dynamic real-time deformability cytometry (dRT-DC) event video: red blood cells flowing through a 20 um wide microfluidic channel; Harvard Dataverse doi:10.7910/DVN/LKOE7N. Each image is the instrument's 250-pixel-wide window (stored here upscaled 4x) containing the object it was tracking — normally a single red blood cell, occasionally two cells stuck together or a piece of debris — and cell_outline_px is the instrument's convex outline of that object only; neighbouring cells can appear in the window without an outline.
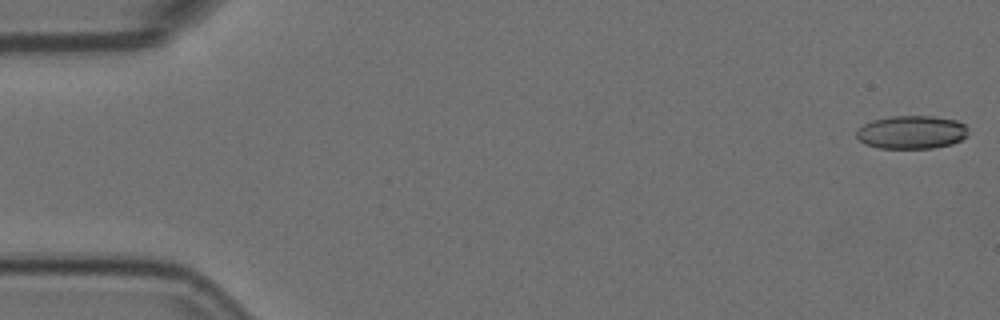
{"species": "Egyptian fruit bat (a non-hibernating species)", "species_latin": "Rousettus aegyptiacus", "temperature_condition": "room temperature", "stored_images_in_passage": 56, "camera_frame_rate_fps": 3000, "um_per_image_px": 0.085, "animal": {"sex": "female"}, "frame": {"image": 1, "passage_image": 1, "time_ms": 0.0, "image_size_px": [1000, 320], "cell_outline_px": [[968, 136], [952, 144], [932, 148], [880, 148], [864, 144], [856, 136], [856, 132], [864, 124], [872, 120], [892, 116], [932, 116], [956, 120], [964, 124], [968, 128]], "centroid_in_image_um": [77.5, 11.24], "position_along_channel_um": 7.5, "area_um2": 21.68}}
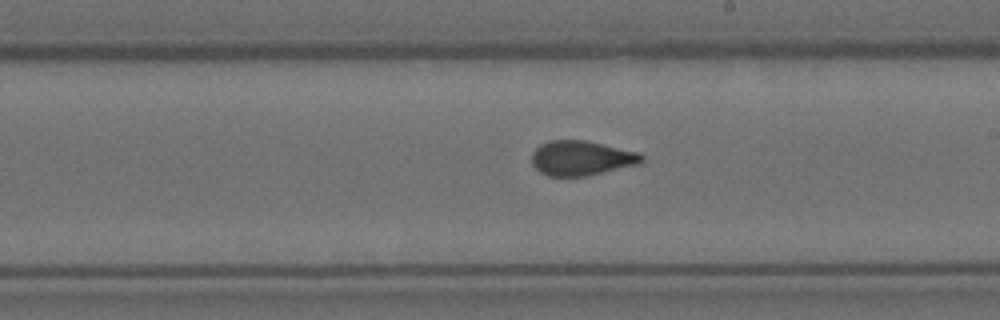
{"frame": {"image": 2, "passage_image": 32, "time_ms": 10.333, "image_size_px": [1000, 320], "cell_outline_px": [[644, 160], [640, 164], [588, 176], [548, 176], [540, 172], [532, 164], [532, 152], [540, 144], [548, 140], [584, 140], [640, 152], [644, 156]], "centroid_in_image_um": [49.44, 13.44], "position_along_channel_um": 239.6, "area_um2": 22.48}}
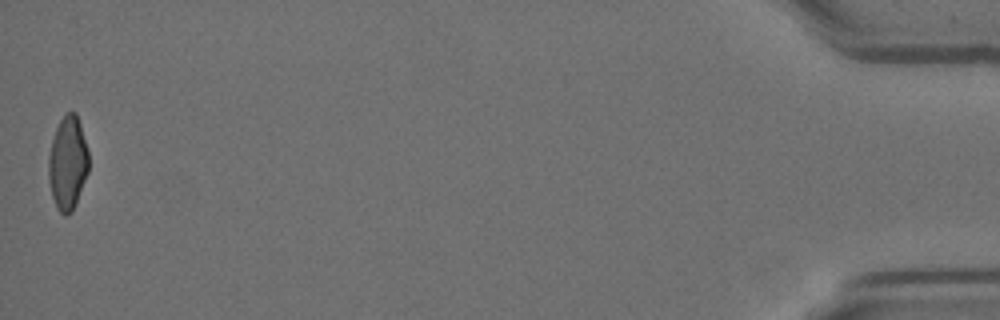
{"frame": {"image": 3, "passage_image": 56, "time_ms": 18.333, "image_size_px": [1000, 320], "cell_outline_px": [[88, 172], [76, 204], [72, 212], [64, 216], [56, 208], [52, 196], [48, 180], [48, 156], [52, 140], [56, 128], [64, 112], [76, 112], [80, 124], [88, 152]], "centroid_in_image_um": [5.74, 13.87], "position_along_channel_um": 429.5, "area_um2": 22.02}, "authors_computed_cell_mechanics": {"area_um2": 22.4842, "velocity_mm_per_s": 3.5948, "shape_relaxation_time_tau1_ms": null, "shape_relaxation_time_tau2_ms": 1.224, "deformation_change_tau1": null, "deformation_change_tau2": 0.0536}}